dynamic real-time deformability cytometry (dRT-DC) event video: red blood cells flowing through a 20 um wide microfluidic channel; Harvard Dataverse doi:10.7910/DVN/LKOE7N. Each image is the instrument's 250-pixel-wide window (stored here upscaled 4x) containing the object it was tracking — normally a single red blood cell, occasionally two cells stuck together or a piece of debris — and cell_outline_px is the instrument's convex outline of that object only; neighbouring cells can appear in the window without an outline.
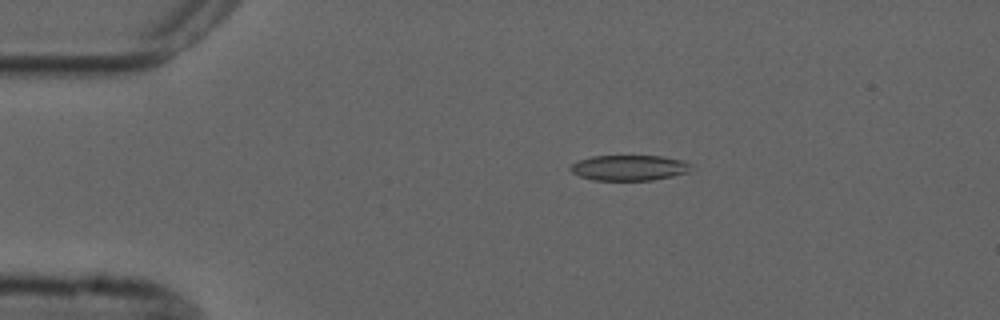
{"species": "common noctule bat (a hibernating species)", "species_latin": "Nyctalus noctula", "temperature_condition": "cold", "stored_images_in_passage": 3, "camera_frame_rate_fps": 3000, "um_per_image_px": 0.085, "animal": {"sex": "male", "forearm_length_mm": 52.5}, "frame": {"image": 1, "passage_image": 2, "time_ms": 1.333, "image_size_px": [1000, 320], "cell_outline_px": [[692, 164], [688, 172], [672, 176], [652, 180], [592, 180], [580, 176], [572, 172], [568, 168], [576, 160], [592, 156], [664, 156], [680, 160]], "centroid_in_image_um": [53.44, 14.26], "position_along_channel_um": 31.6, "area_um2": 17.92}}